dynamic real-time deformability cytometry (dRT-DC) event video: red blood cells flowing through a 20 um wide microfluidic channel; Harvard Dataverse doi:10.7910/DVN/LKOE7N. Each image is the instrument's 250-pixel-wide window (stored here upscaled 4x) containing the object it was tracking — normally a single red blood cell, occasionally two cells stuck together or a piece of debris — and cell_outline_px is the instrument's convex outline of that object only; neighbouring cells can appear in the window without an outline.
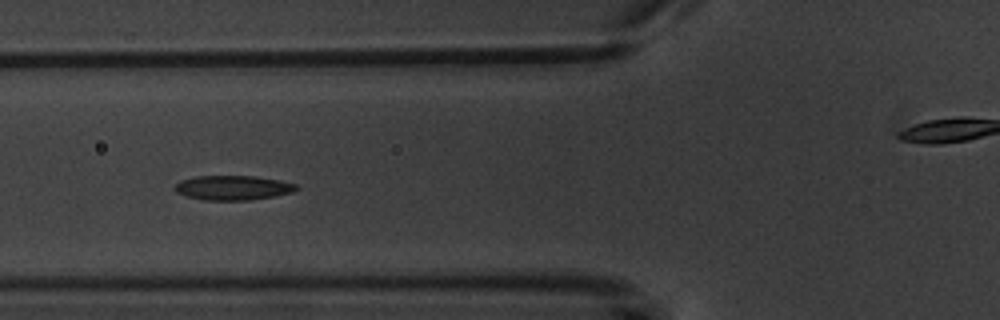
{"species": "common noctule bat (a hibernating species)", "species_latin": "Nyctalus noctula", "temperature_condition": "warm", "stored_images_in_passage": 7, "segment_of_instrument_passage": [1, 2], "camera_frame_rate_fps": 3000, "um_per_image_px": 0.085, "animal": {"sex": "male", "body_mass_g": 20.1, "forearm_length_mm": 53.5}, "frame": {"image": 1, "passage_image": 6, "time_ms": 5.667, "image_size_px": [1000, 320], "cell_outline_px": [[300, 188], [292, 192], [272, 196], [248, 200], [204, 200], [184, 196], [176, 192], [172, 188], [180, 180], [196, 176], [256, 176], [280, 180], [296, 184]], "centroid_in_image_um": [19.76, 15.95], "position_along_channel_um": 106.0, "area_um2": 17.46}}